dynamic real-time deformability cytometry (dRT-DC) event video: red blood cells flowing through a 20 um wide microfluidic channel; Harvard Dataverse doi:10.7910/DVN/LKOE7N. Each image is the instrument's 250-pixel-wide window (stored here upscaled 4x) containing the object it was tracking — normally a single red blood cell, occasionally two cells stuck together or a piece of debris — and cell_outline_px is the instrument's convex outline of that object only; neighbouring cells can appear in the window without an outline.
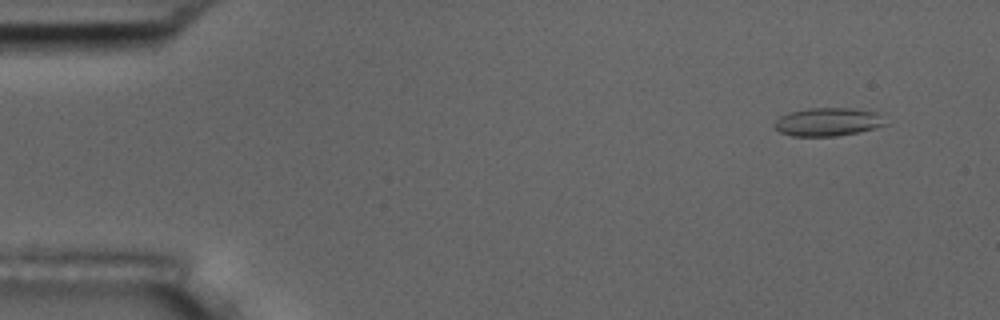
{"species": "common noctule bat (a hibernating species)", "species_latin": "Nyctalus noctula", "temperature_condition": "room temperature", "stored_images_in_passage": 5, "camera_frame_rate_fps": 3000, "um_per_image_px": 0.085, "animal": {"sex": "male", "body_mass_g": 17.5, "forearm_length_mm": 52.3}, "frame": {"image": 1, "passage_image": 1, "time_ms": 0.0, "image_size_px": [1000, 320], "cell_outline_px": [[888, 124], [876, 128], [860, 132], [836, 136], [792, 136], [780, 132], [776, 128], [776, 120], [780, 116], [788, 112], [808, 108], [852, 108], [876, 112]], "centroid_in_image_um": [70.38, 10.36], "position_along_channel_um": 14.6, "area_um2": 18.26}}
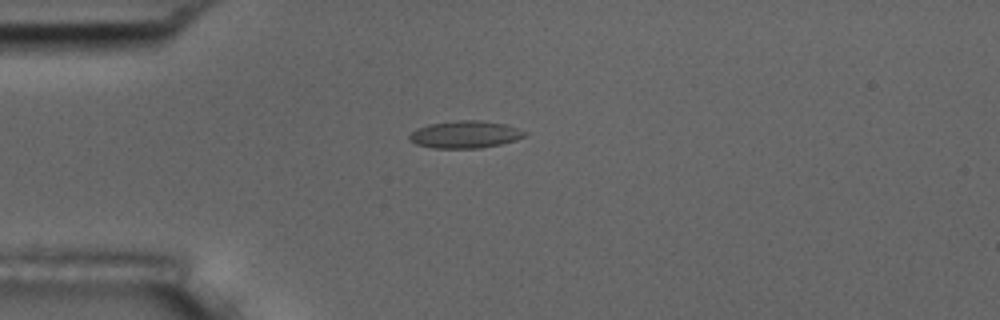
{"frame": {"image": 2, "passage_image": 4, "time_ms": 3.333, "image_size_px": [1000, 320], "cell_outline_px": [[528, 132], [524, 136], [516, 140], [500, 144], [480, 148], [432, 148], [416, 144], [408, 140], [408, 136], [416, 128], [428, 124], [456, 120], [480, 120], [508, 124]], "centroid_in_image_um": [39.53, 11.42], "position_along_channel_um": 45.5, "area_um2": 18.55}}